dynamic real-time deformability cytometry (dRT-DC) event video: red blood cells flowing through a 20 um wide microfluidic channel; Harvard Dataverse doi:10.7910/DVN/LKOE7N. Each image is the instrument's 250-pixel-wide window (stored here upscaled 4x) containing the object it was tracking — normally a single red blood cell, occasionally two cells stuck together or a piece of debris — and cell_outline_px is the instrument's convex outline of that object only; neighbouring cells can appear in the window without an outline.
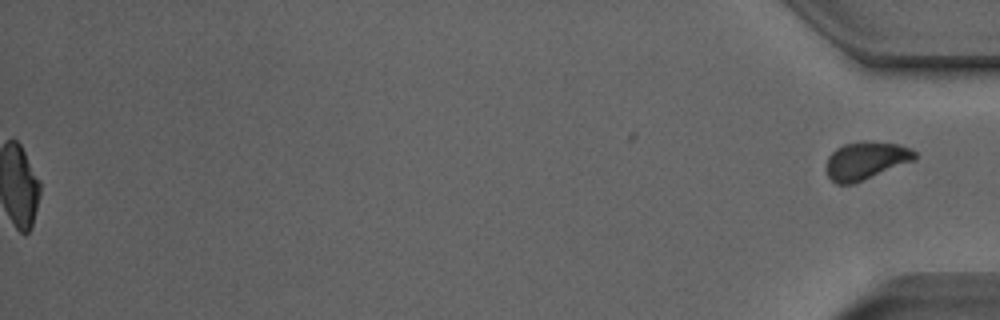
{"species": "Egyptian fruit bat (a non-hibernating species)", "species_latin": "Rousettus aegyptiacus", "temperature_condition": "room temperature", "stored_images_in_passage": 43, "segment_of_instrument_passage": [2, 2], "camera_frame_rate_fps": 3000, "um_per_image_px": 0.085, "animal": {"sex": "male"}, "frame": {"image": 1, "passage_image": 43, "time_ms": 14.0, "image_size_px": [1000, 320], "cell_outline_px": [[916, 160], [852, 184], [836, 184], [828, 176], [828, 156], [836, 148], [844, 144], [860, 140], [864, 140], [900, 144], [916, 152]], "centroid_in_image_um": [73.62, 13.63], "position_along_channel_um": 361.6, "area_um2": 19.48}}